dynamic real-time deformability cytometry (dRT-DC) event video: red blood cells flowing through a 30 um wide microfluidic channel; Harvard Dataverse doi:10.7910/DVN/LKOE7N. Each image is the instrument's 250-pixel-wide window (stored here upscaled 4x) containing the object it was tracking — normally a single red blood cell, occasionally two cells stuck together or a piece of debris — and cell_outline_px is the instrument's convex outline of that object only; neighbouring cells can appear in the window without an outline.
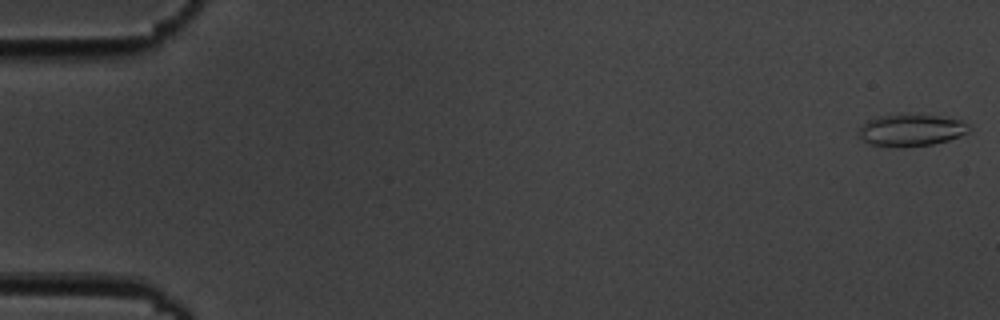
{"species": "common noctule bat (a hibernating species)", "species_latin": "Nyctalus noctula", "temperature_condition": "cold", "stored_images_in_passage": 3, "camera_frame_rate_fps": 3000, "um_per_image_px": 0.085, "animal": {"sex": "male", "body_mass_g": 19.5, "forearm_length_mm": 54.6}, "frame": {"image": 1, "passage_image": 1, "time_ms": 0.0, "image_size_px": [1000, 320], "cell_outline_px": [[972, 128], [968, 132], [960, 136], [948, 140], [932, 144], [900, 148], [896, 148], [868, 144], [856, 132], [868, 120], [876, 116], [900, 112], [936, 116], [960, 120], [968, 124]], "centroid_in_image_um": [77.41, 11.05], "position_along_channel_um": 7.6, "area_um2": 21.1}}